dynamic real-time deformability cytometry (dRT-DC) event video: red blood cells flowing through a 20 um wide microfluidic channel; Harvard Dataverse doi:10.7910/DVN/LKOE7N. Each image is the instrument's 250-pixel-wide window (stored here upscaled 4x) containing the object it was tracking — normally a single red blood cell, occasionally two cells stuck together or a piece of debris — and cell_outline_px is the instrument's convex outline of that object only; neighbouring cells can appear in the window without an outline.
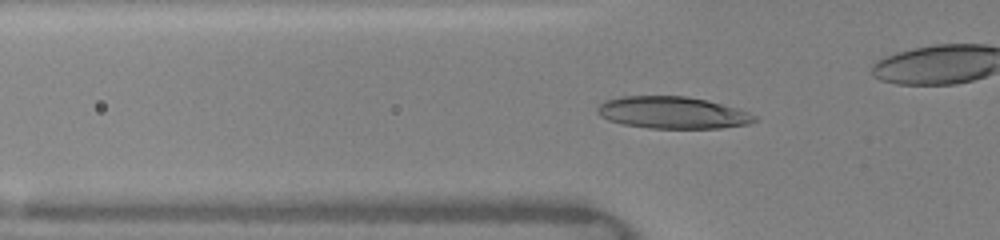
{"species": "human", "species_latin": "Homo sapiens", "temperature_condition": "warm", "stored_images_in_passage": 47, "camera_frame_rate_fps": 3000, "um_per_image_px": 0.085, "donor": {"sex": "female"}, "frame": {"image": 1, "passage_image": 14, "time_ms": 4.333, "image_size_px": [1000, 240], "cell_outline_px": [[744, 120], [740, 124], [712, 128], [660, 128], [632, 124], [612, 120], [604, 116], [604, 104], [612, 100], [636, 96], [680, 96], [704, 100], [716, 104], [724, 108]], "centroid_in_image_um": [56.93, 9.57], "position_along_channel_um": 68.9, "area_um2": 25.2}}
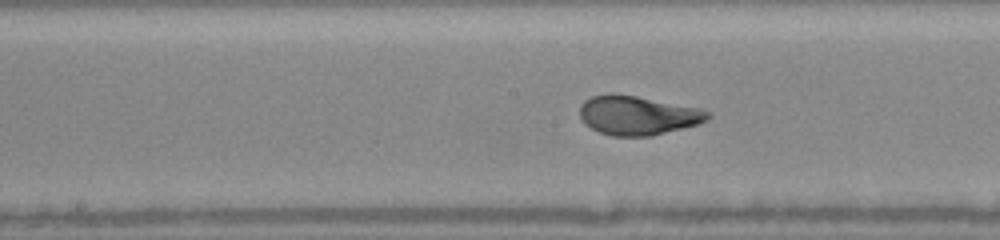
{"frame": {"image": 2, "passage_image": 23, "time_ms": 7.333, "image_size_px": [1000, 240], "cell_outline_px": [[708, 116], [704, 120], [692, 124], [660, 132], [640, 136], [620, 136], [604, 132], [592, 128], [584, 120], [580, 112], [580, 108], [588, 100], [596, 96], [632, 96], [704, 112]], "centroid_in_image_um": [54.06, 9.83], "position_along_channel_um": 194.1, "area_um2": 25.84}}
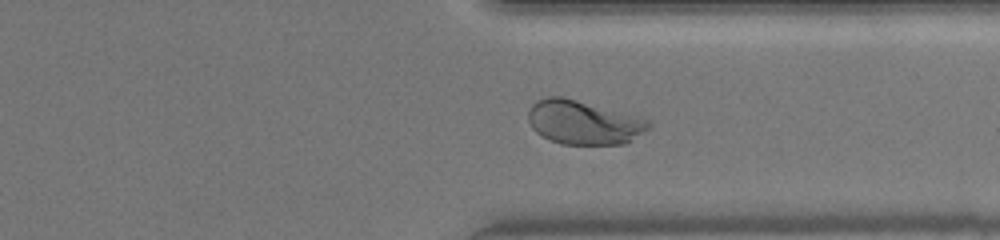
{"frame": {"image": 3, "passage_image": 35, "time_ms": 11.333, "image_size_px": [1000, 240], "cell_outline_px": [[640, 128], [628, 140], [616, 144], [564, 144], [552, 140], [544, 136], [532, 124], [532, 108], [540, 100], [572, 100]], "centroid_in_image_um": [49.2, 10.53], "position_along_channel_um": 362.2, "area_um2": 24.45}, "authors_computed_cell_mechanics": {"area_um2": 24.6806, "velocity_mm_per_s": 4.1995, "shape_relaxation_time_tau1_ms": 4.2469, "shape_relaxation_time_tau2_ms": null, "deformation_change_tau1": 0.1887, "deformation_change_tau2": null}}